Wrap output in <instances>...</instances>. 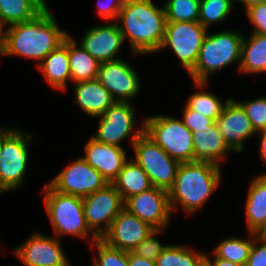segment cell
I'll return each instance as SVG.
<instances>
[{
    "label": "cell",
    "mask_w": 266,
    "mask_h": 266,
    "mask_svg": "<svg viewBox=\"0 0 266 266\" xmlns=\"http://www.w3.org/2000/svg\"><path fill=\"white\" fill-rule=\"evenodd\" d=\"M248 189L245 203L248 232L261 235L266 229V173L255 177Z\"/></svg>",
    "instance_id": "obj_22"
},
{
    "label": "cell",
    "mask_w": 266,
    "mask_h": 266,
    "mask_svg": "<svg viewBox=\"0 0 266 266\" xmlns=\"http://www.w3.org/2000/svg\"><path fill=\"white\" fill-rule=\"evenodd\" d=\"M194 84L195 86L193 87L199 88V92L197 91L189 96L185 105L190 110L198 112L199 114L216 121V119L220 117L225 103L223 104L216 95L210 92H200V90L207 87V82H194Z\"/></svg>",
    "instance_id": "obj_29"
},
{
    "label": "cell",
    "mask_w": 266,
    "mask_h": 266,
    "mask_svg": "<svg viewBox=\"0 0 266 266\" xmlns=\"http://www.w3.org/2000/svg\"><path fill=\"white\" fill-rule=\"evenodd\" d=\"M124 209L155 230L166 229L171 217L168 191L152 187L124 201Z\"/></svg>",
    "instance_id": "obj_13"
},
{
    "label": "cell",
    "mask_w": 266,
    "mask_h": 266,
    "mask_svg": "<svg viewBox=\"0 0 266 266\" xmlns=\"http://www.w3.org/2000/svg\"><path fill=\"white\" fill-rule=\"evenodd\" d=\"M118 20L124 41L129 39L134 55L159 51L167 23L164 6L157 7L152 0H126Z\"/></svg>",
    "instance_id": "obj_1"
},
{
    "label": "cell",
    "mask_w": 266,
    "mask_h": 266,
    "mask_svg": "<svg viewBox=\"0 0 266 266\" xmlns=\"http://www.w3.org/2000/svg\"><path fill=\"white\" fill-rule=\"evenodd\" d=\"M46 7L45 0H0V23L10 26L32 20Z\"/></svg>",
    "instance_id": "obj_27"
},
{
    "label": "cell",
    "mask_w": 266,
    "mask_h": 266,
    "mask_svg": "<svg viewBox=\"0 0 266 266\" xmlns=\"http://www.w3.org/2000/svg\"><path fill=\"white\" fill-rule=\"evenodd\" d=\"M156 266H203L205 254L184 246L168 245L155 261Z\"/></svg>",
    "instance_id": "obj_30"
},
{
    "label": "cell",
    "mask_w": 266,
    "mask_h": 266,
    "mask_svg": "<svg viewBox=\"0 0 266 266\" xmlns=\"http://www.w3.org/2000/svg\"><path fill=\"white\" fill-rule=\"evenodd\" d=\"M245 266H266V239L262 235H258L254 239Z\"/></svg>",
    "instance_id": "obj_38"
},
{
    "label": "cell",
    "mask_w": 266,
    "mask_h": 266,
    "mask_svg": "<svg viewBox=\"0 0 266 266\" xmlns=\"http://www.w3.org/2000/svg\"><path fill=\"white\" fill-rule=\"evenodd\" d=\"M207 29L199 22L166 23L165 36L159 49L171 48L189 73L197 63Z\"/></svg>",
    "instance_id": "obj_10"
},
{
    "label": "cell",
    "mask_w": 266,
    "mask_h": 266,
    "mask_svg": "<svg viewBox=\"0 0 266 266\" xmlns=\"http://www.w3.org/2000/svg\"><path fill=\"white\" fill-rule=\"evenodd\" d=\"M87 226L98 237L109 230L111 223L124 209V200L112 183L82 198Z\"/></svg>",
    "instance_id": "obj_11"
},
{
    "label": "cell",
    "mask_w": 266,
    "mask_h": 266,
    "mask_svg": "<svg viewBox=\"0 0 266 266\" xmlns=\"http://www.w3.org/2000/svg\"><path fill=\"white\" fill-rule=\"evenodd\" d=\"M220 181L221 166L217 164L201 161L181 163L174 184L168 190L171 212L177 204L188 214L201 209Z\"/></svg>",
    "instance_id": "obj_3"
},
{
    "label": "cell",
    "mask_w": 266,
    "mask_h": 266,
    "mask_svg": "<svg viewBox=\"0 0 266 266\" xmlns=\"http://www.w3.org/2000/svg\"><path fill=\"white\" fill-rule=\"evenodd\" d=\"M256 135L260 137V158L266 163V131L257 132Z\"/></svg>",
    "instance_id": "obj_43"
},
{
    "label": "cell",
    "mask_w": 266,
    "mask_h": 266,
    "mask_svg": "<svg viewBox=\"0 0 266 266\" xmlns=\"http://www.w3.org/2000/svg\"><path fill=\"white\" fill-rule=\"evenodd\" d=\"M135 112L130 102L112 104L100 117L96 134L92 136L97 142L116 145L130 138L131 146L144 133V123L141 128H134ZM135 129V130H134Z\"/></svg>",
    "instance_id": "obj_9"
},
{
    "label": "cell",
    "mask_w": 266,
    "mask_h": 266,
    "mask_svg": "<svg viewBox=\"0 0 266 266\" xmlns=\"http://www.w3.org/2000/svg\"><path fill=\"white\" fill-rule=\"evenodd\" d=\"M244 36L239 31L222 30L206 34L197 63L188 73L193 82H208L209 77L234 62L240 63Z\"/></svg>",
    "instance_id": "obj_4"
},
{
    "label": "cell",
    "mask_w": 266,
    "mask_h": 266,
    "mask_svg": "<svg viewBox=\"0 0 266 266\" xmlns=\"http://www.w3.org/2000/svg\"><path fill=\"white\" fill-rule=\"evenodd\" d=\"M194 162H211L221 166L230 151L216 122L208 128L193 131Z\"/></svg>",
    "instance_id": "obj_20"
},
{
    "label": "cell",
    "mask_w": 266,
    "mask_h": 266,
    "mask_svg": "<svg viewBox=\"0 0 266 266\" xmlns=\"http://www.w3.org/2000/svg\"><path fill=\"white\" fill-rule=\"evenodd\" d=\"M6 56L16 55L39 61L61 45L69 35L57 25L48 6L34 19L7 28Z\"/></svg>",
    "instance_id": "obj_2"
},
{
    "label": "cell",
    "mask_w": 266,
    "mask_h": 266,
    "mask_svg": "<svg viewBox=\"0 0 266 266\" xmlns=\"http://www.w3.org/2000/svg\"><path fill=\"white\" fill-rule=\"evenodd\" d=\"M112 184L124 201L153 187L148 175L132 158L125 163Z\"/></svg>",
    "instance_id": "obj_24"
},
{
    "label": "cell",
    "mask_w": 266,
    "mask_h": 266,
    "mask_svg": "<svg viewBox=\"0 0 266 266\" xmlns=\"http://www.w3.org/2000/svg\"><path fill=\"white\" fill-rule=\"evenodd\" d=\"M95 245V246H94ZM97 248L98 255L93 266H129L128 252L109 246L101 238L96 239L91 247Z\"/></svg>",
    "instance_id": "obj_33"
},
{
    "label": "cell",
    "mask_w": 266,
    "mask_h": 266,
    "mask_svg": "<svg viewBox=\"0 0 266 266\" xmlns=\"http://www.w3.org/2000/svg\"><path fill=\"white\" fill-rule=\"evenodd\" d=\"M205 264L207 266H242L238 265L236 263H233L231 261H228L226 259L218 258L214 255V260H210L207 255H205Z\"/></svg>",
    "instance_id": "obj_41"
},
{
    "label": "cell",
    "mask_w": 266,
    "mask_h": 266,
    "mask_svg": "<svg viewBox=\"0 0 266 266\" xmlns=\"http://www.w3.org/2000/svg\"><path fill=\"white\" fill-rule=\"evenodd\" d=\"M97 79L118 102H130L141 88L137 71L121 58L101 63Z\"/></svg>",
    "instance_id": "obj_15"
},
{
    "label": "cell",
    "mask_w": 266,
    "mask_h": 266,
    "mask_svg": "<svg viewBox=\"0 0 266 266\" xmlns=\"http://www.w3.org/2000/svg\"><path fill=\"white\" fill-rule=\"evenodd\" d=\"M241 2L243 3L245 9H247L249 6L254 5V4H258V3H266V0H233V2Z\"/></svg>",
    "instance_id": "obj_45"
},
{
    "label": "cell",
    "mask_w": 266,
    "mask_h": 266,
    "mask_svg": "<svg viewBox=\"0 0 266 266\" xmlns=\"http://www.w3.org/2000/svg\"><path fill=\"white\" fill-rule=\"evenodd\" d=\"M5 24L0 23V56L6 55L7 50V34L8 30L5 28ZM5 28V31H4Z\"/></svg>",
    "instance_id": "obj_42"
},
{
    "label": "cell",
    "mask_w": 266,
    "mask_h": 266,
    "mask_svg": "<svg viewBox=\"0 0 266 266\" xmlns=\"http://www.w3.org/2000/svg\"><path fill=\"white\" fill-rule=\"evenodd\" d=\"M68 57L71 81L75 83L97 79L100 62L93 58L75 39L68 35Z\"/></svg>",
    "instance_id": "obj_26"
},
{
    "label": "cell",
    "mask_w": 266,
    "mask_h": 266,
    "mask_svg": "<svg viewBox=\"0 0 266 266\" xmlns=\"http://www.w3.org/2000/svg\"><path fill=\"white\" fill-rule=\"evenodd\" d=\"M46 82L54 89L66 90L67 81L71 80L68 57V36L63 43L48 54L37 66Z\"/></svg>",
    "instance_id": "obj_23"
},
{
    "label": "cell",
    "mask_w": 266,
    "mask_h": 266,
    "mask_svg": "<svg viewBox=\"0 0 266 266\" xmlns=\"http://www.w3.org/2000/svg\"><path fill=\"white\" fill-rule=\"evenodd\" d=\"M216 124L227 146L241 152L244 141L257 134L242 107L233 98H226L225 106Z\"/></svg>",
    "instance_id": "obj_17"
},
{
    "label": "cell",
    "mask_w": 266,
    "mask_h": 266,
    "mask_svg": "<svg viewBox=\"0 0 266 266\" xmlns=\"http://www.w3.org/2000/svg\"><path fill=\"white\" fill-rule=\"evenodd\" d=\"M135 158L131 157L148 175L153 187L169 190L179 165L159 145L143 133L132 145Z\"/></svg>",
    "instance_id": "obj_7"
},
{
    "label": "cell",
    "mask_w": 266,
    "mask_h": 266,
    "mask_svg": "<svg viewBox=\"0 0 266 266\" xmlns=\"http://www.w3.org/2000/svg\"><path fill=\"white\" fill-rule=\"evenodd\" d=\"M124 42L122 33L116 23H108L88 29L81 40L80 46L100 63L117 59Z\"/></svg>",
    "instance_id": "obj_18"
},
{
    "label": "cell",
    "mask_w": 266,
    "mask_h": 266,
    "mask_svg": "<svg viewBox=\"0 0 266 266\" xmlns=\"http://www.w3.org/2000/svg\"><path fill=\"white\" fill-rule=\"evenodd\" d=\"M60 240L35 231L13 253L25 266H70Z\"/></svg>",
    "instance_id": "obj_14"
},
{
    "label": "cell",
    "mask_w": 266,
    "mask_h": 266,
    "mask_svg": "<svg viewBox=\"0 0 266 266\" xmlns=\"http://www.w3.org/2000/svg\"><path fill=\"white\" fill-rule=\"evenodd\" d=\"M163 6L167 23L199 22L200 0H167Z\"/></svg>",
    "instance_id": "obj_31"
},
{
    "label": "cell",
    "mask_w": 266,
    "mask_h": 266,
    "mask_svg": "<svg viewBox=\"0 0 266 266\" xmlns=\"http://www.w3.org/2000/svg\"><path fill=\"white\" fill-rule=\"evenodd\" d=\"M48 184L60 193L83 198L104 188L109 183L97 170L79 157L67 165Z\"/></svg>",
    "instance_id": "obj_12"
},
{
    "label": "cell",
    "mask_w": 266,
    "mask_h": 266,
    "mask_svg": "<svg viewBox=\"0 0 266 266\" xmlns=\"http://www.w3.org/2000/svg\"><path fill=\"white\" fill-rule=\"evenodd\" d=\"M144 133L171 158L180 163L194 162L193 132L181 119L167 115L145 118Z\"/></svg>",
    "instance_id": "obj_6"
},
{
    "label": "cell",
    "mask_w": 266,
    "mask_h": 266,
    "mask_svg": "<svg viewBox=\"0 0 266 266\" xmlns=\"http://www.w3.org/2000/svg\"><path fill=\"white\" fill-rule=\"evenodd\" d=\"M126 0H98V15L106 21H117L118 15Z\"/></svg>",
    "instance_id": "obj_39"
},
{
    "label": "cell",
    "mask_w": 266,
    "mask_h": 266,
    "mask_svg": "<svg viewBox=\"0 0 266 266\" xmlns=\"http://www.w3.org/2000/svg\"><path fill=\"white\" fill-rule=\"evenodd\" d=\"M248 38L243 39L238 72L266 73V35L251 33Z\"/></svg>",
    "instance_id": "obj_25"
},
{
    "label": "cell",
    "mask_w": 266,
    "mask_h": 266,
    "mask_svg": "<svg viewBox=\"0 0 266 266\" xmlns=\"http://www.w3.org/2000/svg\"><path fill=\"white\" fill-rule=\"evenodd\" d=\"M259 234L249 232L248 239L238 237L226 238L213 249L212 254L238 265L245 266L254 242ZM250 238V240H249Z\"/></svg>",
    "instance_id": "obj_28"
},
{
    "label": "cell",
    "mask_w": 266,
    "mask_h": 266,
    "mask_svg": "<svg viewBox=\"0 0 266 266\" xmlns=\"http://www.w3.org/2000/svg\"><path fill=\"white\" fill-rule=\"evenodd\" d=\"M129 266H156L154 261L142 258L134 254L132 251L128 252Z\"/></svg>",
    "instance_id": "obj_40"
},
{
    "label": "cell",
    "mask_w": 266,
    "mask_h": 266,
    "mask_svg": "<svg viewBox=\"0 0 266 266\" xmlns=\"http://www.w3.org/2000/svg\"><path fill=\"white\" fill-rule=\"evenodd\" d=\"M182 122L191 131H195L202 128H208L215 121L207 118L198 112L190 110L186 105L183 110Z\"/></svg>",
    "instance_id": "obj_37"
},
{
    "label": "cell",
    "mask_w": 266,
    "mask_h": 266,
    "mask_svg": "<svg viewBox=\"0 0 266 266\" xmlns=\"http://www.w3.org/2000/svg\"><path fill=\"white\" fill-rule=\"evenodd\" d=\"M250 119L255 132L266 131V97H259L247 102H237Z\"/></svg>",
    "instance_id": "obj_34"
},
{
    "label": "cell",
    "mask_w": 266,
    "mask_h": 266,
    "mask_svg": "<svg viewBox=\"0 0 266 266\" xmlns=\"http://www.w3.org/2000/svg\"><path fill=\"white\" fill-rule=\"evenodd\" d=\"M33 135L14 128L3 140L0 194L23 185L28 164V143Z\"/></svg>",
    "instance_id": "obj_8"
},
{
    "label": "cell",
    "mask_w": 266,
    "mask_h": 266,
    "mask_svg": "<svg viewBox=\"0 0 266 266\" xmlns=\"http://www.w3.org/2000/svg\"><path fill=\"white\" fill-rule=\"evenodd\" d=\"M43 189V201L55 237L61 239L60 236L65 234L85 239L92 235L89 236L92 237L90 244L98 239L87 226L82 197L60 193L49 184Z\"/></svg>",
    "instance_id": "obj_5"
},
{
    "label": "cell",
    "mask_w": 266,
    "mask_h": 266,
    "mask_svg": "<svg viewBox=\"0 0 266 266\" xmlns=\"http://www.w3.org/2000/svg\"><path fill=\"white\" fill-rule=\"evenodd\" d=\"M233 0H200L199 23L206 29L212 23L223 22L233 8Z\"/></svg>",
    "instance_id": "obj_32"
},
{
    "label": "cell",
    "mask_w": 266,
    "mask_h": 266,
    "mask_svg": "<svg viewBox=\"0 0 266 266\" xmlns=\"http://www.w3.org/2000/svg\"><path fill=\"white\" fill-rule=\"evenodd\" d=\"M82 158L97 170L108 183H112L128 161L123 147L97 142L92 137L85 145Z\"/></svg>",
    "instance_id": "obj_19"
},
{
    "label": "cell",
    "mask_w": 266,
    "mask_h": 266,
    "mask_svg": "<svg viewBox=\"0 0 266 266\" xmlns=\"http://www.w3.org/2000/svg\"><path fill=\"white\" fill-rule=\"evenodd\" d=\"M261 235L266 239V229L264 230V232Z\"/></svg>",
    "instance_id": "obj_46"
},
{
    "label": "cell",
    "mask_w": 266,
    "mask_h": 266,
    "mask_svg": "<svg viewBox=\"0 0 266 266\" xmlns=\"http://www.w3.org/2000/svg\"><path fill=\"white\" fill-rule=\"evenodd\" d=\"M14 128H4V130L2 128H0V162L2 159V148H3V140L4 138L13 130Z\"/></svg>",
    "instance_id": "obj_44"
},
{
    "label": "cell",
    "mask_w": 266,
    "mask_h": 266,
    "mask_svg": "<svg viewBox=\"0 0 266 266\" xmlns=\"http://www.w3.org/2000/svg\"><path fill=\"white\" fill-rule=\"evenodd\" d=\"M75 102L91 117H100L116 101L98 79L74 85Z\"/></svg>",
    "instance_id": "obj_21"
},
{
    "label": "cell",
    "mask_w": 266,
    "mask_h": 266,
    "mask_svg": "<svg viewBox=\"0 0 266 266\" xmlns=\"http://www.w3.org/2000/svg\"><path fill=\"white\" fill-rule=\"evenodd\" d=\"M162 230H154L150 235H148L140 244H138L132 252L142 258L156 261V259L161 255V253L167 248L168 245L162 244L157 237Z\"/></svg>",
    "instance_id": "obj_35"
},
{
    "label": "cell",
    "mask_w": 266,
    "mask_h": 266,
    "mask_svg": "<svg viewBox=\"0 0 266 266\" xmlns=\"http://www.w3.org/2000/svg\"><path fill=\"white\" fill-rule=\"evenodd\" d=\"M154 230L148 223L123 209L101 239L109 246L130 252Z\"/></svg>",
    "instance_id": "obj_16"
},
{
    "label": "cell",
    "mask_w": 266,
    "mask_h": 266,
    "mask_svg": "<svg viewBox=\"0 0 266 266\" xmlns=\"http://www.w3.org/2000/svg\"><path fill=\"white\" fill-rule=\"evenodd\" d=\"M246 13L254 26L252 33L266 35V3L251 5Z\"/></svg>",
    "instance_id": "obj_36"
}]
</instances>
